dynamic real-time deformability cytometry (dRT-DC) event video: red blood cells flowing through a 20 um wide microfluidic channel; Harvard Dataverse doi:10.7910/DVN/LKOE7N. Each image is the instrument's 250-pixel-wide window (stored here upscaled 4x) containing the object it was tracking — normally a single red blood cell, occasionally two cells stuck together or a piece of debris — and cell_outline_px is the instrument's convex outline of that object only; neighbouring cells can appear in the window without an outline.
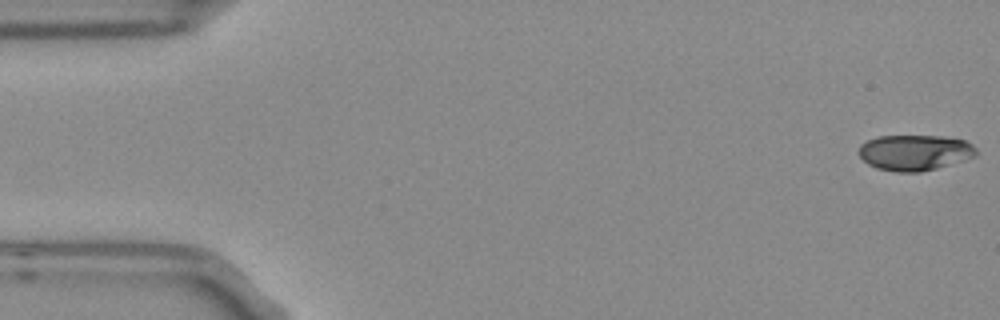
{"species": "Egyptian fruit bat (a non-hibernating species)", "species_latin": "Rousettus aegyptiacus", "temperature_condition": "room temperature", "stored_images_in_passage": 4, "camera_frame_rate_fps": 3000, "um_per_image_px": 0.085, "frame": {"image": 1, "passage_image": 1, "time_ms": 0.0, "image_size_px": [1000, 320], "cell_outline_px": [[976, 156], [936, 168], [920, 172], [896, 172], [876, 168], [868, 164], [860, 156], [860, 144], [876, 136], [940, 136], [964, 140], [972, 144], [976, 148]], "centroid_in_image_um": [77.74, 12.96], "position_along_channel_um": 7.3, "area_um2": 24.28}}